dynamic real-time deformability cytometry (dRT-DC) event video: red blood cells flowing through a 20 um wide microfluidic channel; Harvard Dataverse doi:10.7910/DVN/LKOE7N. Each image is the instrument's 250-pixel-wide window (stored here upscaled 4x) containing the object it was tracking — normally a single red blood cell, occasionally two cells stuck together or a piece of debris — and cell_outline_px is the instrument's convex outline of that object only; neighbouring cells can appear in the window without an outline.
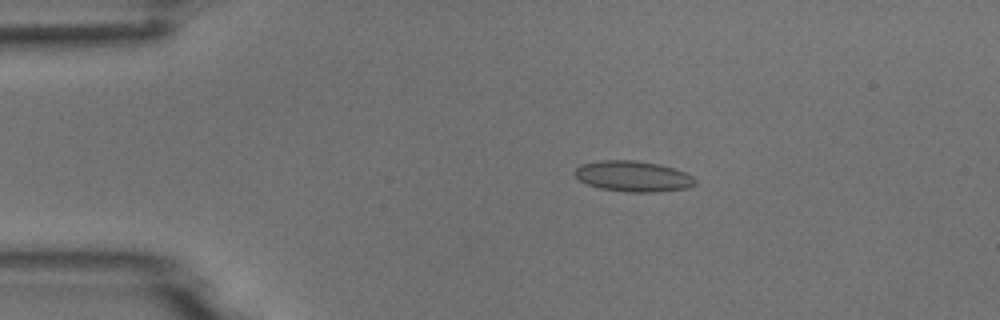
{"species": "common noctule bat (a hibernating species)", "species_latin": "Nyctalus noctula", "temperature_condition": "room temperature", "stored_images_in_passage": 4, "camera_frame_rate_fps": 3000, "um_per_image_px": 0.085, "animal": {"sex": "male", "body_mass_g": 18.8}, "frame": {"image": 1, "passage_image": 3, "time_ms": 2.0, "image_size_px": [1000, 320], "cell_outline_px": [[696, 184], [688, 188], [656, 192], [628, 192], [600, 188], [588, 184], [580, 180], [572, 172], [580, 164], [600, 160], [636, 160], [660, 164], [684, 172], [692, 176], [696, 180]], "centroid_in_image_um": [53.8, 14.98], "position_along_channel_um": 31.2, "area_um2": 21.62}}